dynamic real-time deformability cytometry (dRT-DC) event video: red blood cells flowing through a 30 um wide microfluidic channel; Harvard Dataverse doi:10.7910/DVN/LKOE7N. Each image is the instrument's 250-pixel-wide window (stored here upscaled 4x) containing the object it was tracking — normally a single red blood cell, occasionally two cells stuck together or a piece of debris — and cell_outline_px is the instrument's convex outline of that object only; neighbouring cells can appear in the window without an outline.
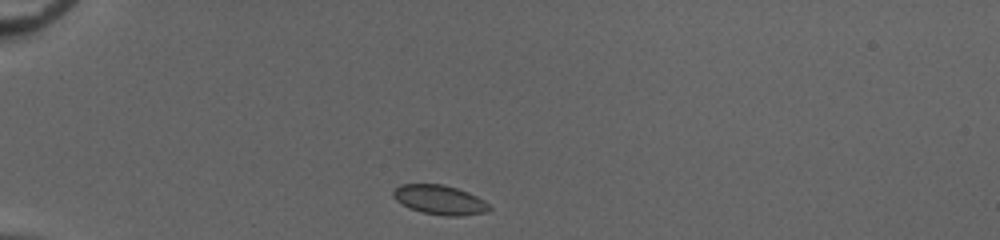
{"species": "common noctule bat (a hibernating species)", "species_latin": "Nyctalus noctula", "temperature_condition": "cold", "stored_images_in_passage": 38, "camera_frame_rate_fps": 3000, "um_per_image_px": 0.085, "animal": {"sex": "female", "body_mass_g": 20.0, "forearm_length_mm": 54.0}, "frame": {"image": 1, "passage_image": 1, "time_ms": 0.0, "image_size_px": [1000, 240], "cell_outline_px": [[492, 208], [488, 212], [460, 216], [444, 216], [424, 212], [412, 208], [396, 200], [392, 196], [392, 192], [400, 184], [444, 184], [468, 192], [484, 200]], "centroid_in_image_um": [37.41, 16.98], "position_along_channel_um": 47.6, "area_um2": 16.36}}
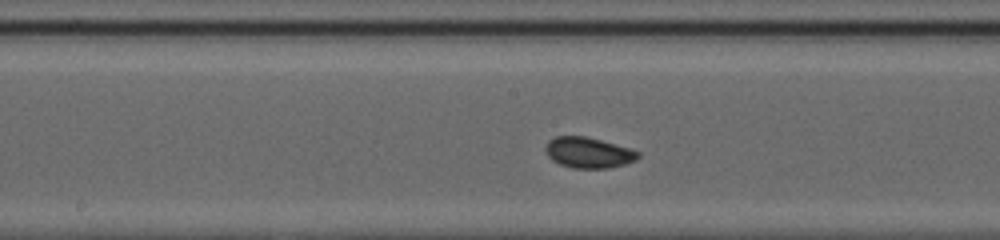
{"frame": {"image": 2, "passage_image": 15, "time_ms": 4.667, "image_size_px": [1000, 240], "cell_outline_px": [[640, 156], [636, 160], [624, 164], [608, 168], [572, 168], [560, 164], [552, 160], [548, 156], [544, 148], [548, 140], [556, 136], [584, 136], [600, 140], [628, 148], [640, 152]], "centroid_in_image_um": [49.99, 12.97], "position_along_channel_um": 198.2, "area_um2": 16.47}}
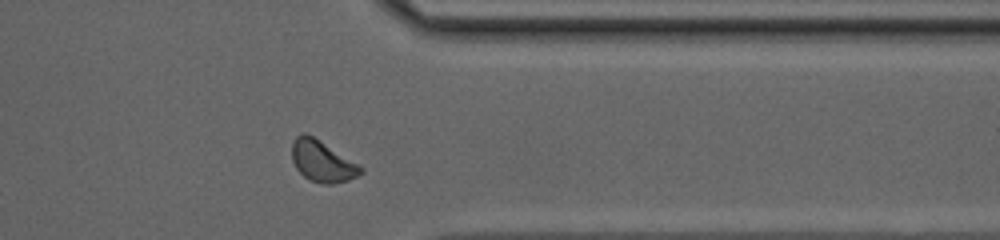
{"frame": {"image": 3, "passage_image": 29, "time_ms": 9.333, "image_size_px": [1000, 240], "cell_outline_px": [[364, 172], [348, 180], [332, 184], [320, 184], [308, 180], [296, 168], [292, 160], [292, 144], [296, 136], [304, 132], [312, 136], [360, 164], [364, 168]], "centroid_in_image_um": [27.4, 13.72], "position_along_channel_um": 384.0, "area_um2": 16.59}, "authors_computed_cell_mechanics": {"area_um2": 16.0684, "velocity_mm_per_s": 4.0417, "shape_relaxation_time_tau1_ms": 3.6407, "shape_relaxation_time_tau2_ms": null, "deformation_change_tau1": 0.0558, "deformation_change_tau2": null}}